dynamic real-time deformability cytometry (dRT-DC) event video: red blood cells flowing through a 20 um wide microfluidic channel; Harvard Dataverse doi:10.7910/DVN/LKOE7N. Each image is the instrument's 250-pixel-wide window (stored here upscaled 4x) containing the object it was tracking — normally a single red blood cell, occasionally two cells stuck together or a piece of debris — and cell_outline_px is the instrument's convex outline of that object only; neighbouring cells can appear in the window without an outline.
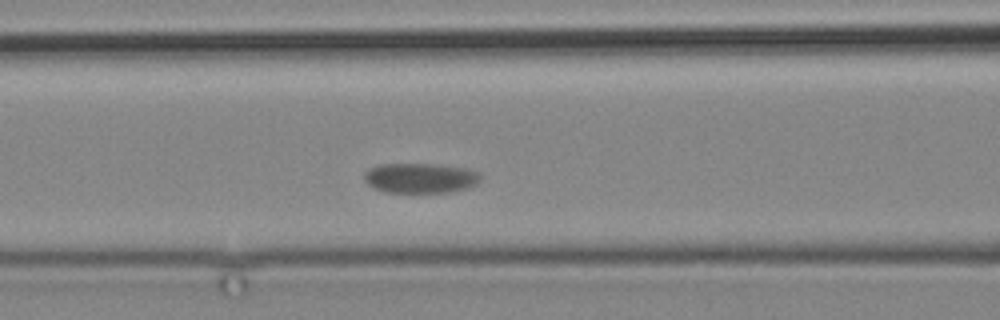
{"species": "common noctule bat (a hibernating species)", "species_latin": "Nyctalus noctula", "temperature_condition": "cold", "stored_images_in_passage": 5, "camera_frame_rate_fps": 3000, "um_per_image_px": 0.085, "animal": {"sex": "male", "body_mass_g": 19.2, "forearm_length_mm": 51.8}, "frame": {"image": 1, "passage_image": 5, "time_ms": 5.333, "image_size_px": [1000, 320], "cell_outline_px": [[480, 180], [476, 184], [468, 188], [448, 192], [384, 192], [372, 188], [364, 180], [364, 172], [368, 168], [380, 164], [440, 164], [464, 168], [476, 172], [480, 176]], "centroid_in_image_um": [35.68, 15.13], "position_along_channel_um": 130.9, "area_um2": 20.4}}